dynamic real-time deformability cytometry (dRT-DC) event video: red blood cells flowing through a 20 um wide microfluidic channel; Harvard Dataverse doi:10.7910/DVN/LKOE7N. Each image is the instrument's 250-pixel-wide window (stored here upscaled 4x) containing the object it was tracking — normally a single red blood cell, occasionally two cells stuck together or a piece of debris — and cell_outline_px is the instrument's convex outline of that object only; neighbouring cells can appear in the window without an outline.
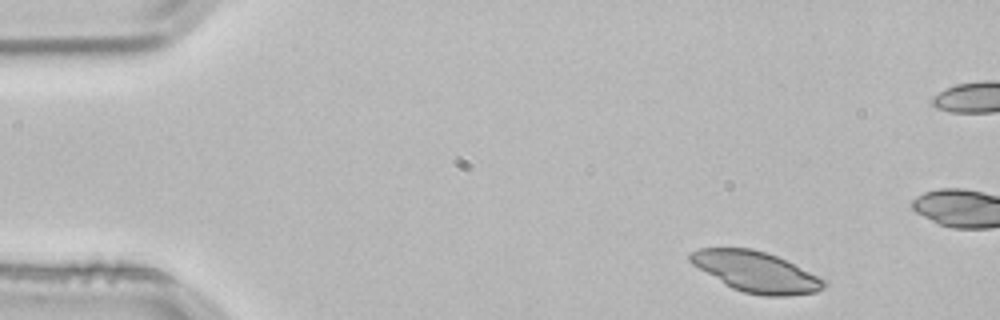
{"species": "common noctule bat (a hibernating species)", "species_latin": "Nyctalus noctula", "temperature_condition": "room temperature", "stored_images_in_passage": 3, "camera_frame_rate_fps": 3000, "um_per_image_px": 0.085, "animal": {"sex": "male", "body_mass_g": 21.5, "forearm_length_mm": 52.0}, "frame": {"image": 1, "passage_image": 1, "time_ms": 0.0, "image_size_px": [1000, 320], "cell_outline_px": [[828, 284], [824, 288], [816, 292], [788, 296], [764, 296], [744, 292], [732, 288], [724, 284], [692, 264], [688, 260], [688, 256], [692, 252], [700, 248], [752, 248], [776, 256], [828, 280]], "centroid_in_image_um": [64.28, 23.11], "position_along_channel_um": 20.7, "area_um2": 31.56}}